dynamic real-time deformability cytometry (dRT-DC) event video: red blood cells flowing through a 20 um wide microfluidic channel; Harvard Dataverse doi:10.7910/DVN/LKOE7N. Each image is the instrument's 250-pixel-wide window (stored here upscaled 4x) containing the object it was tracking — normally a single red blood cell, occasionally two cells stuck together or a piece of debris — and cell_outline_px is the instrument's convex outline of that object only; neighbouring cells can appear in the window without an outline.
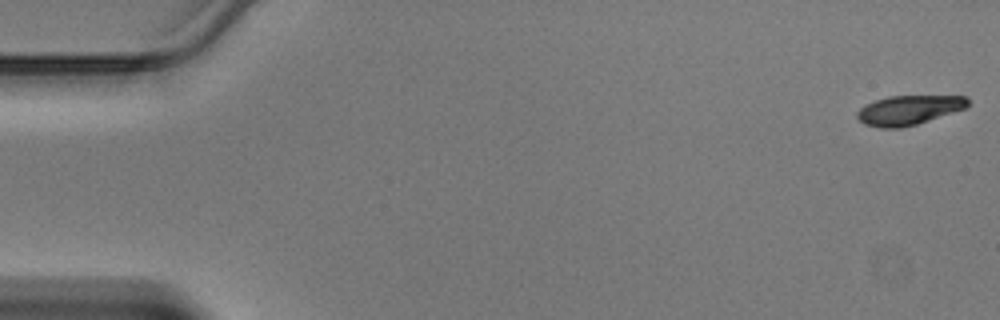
{"species": "Egyptian fruit bat (a non-hibernating species)", "species_latin": "Rousettus aegyptiacus", "temperature_condition": "warm", "stored_images_in_passage": 46, "camera_frame_rate_fps": 3000, "um_per_image_px": 0.085, "animal": {"sex": "male"}, "frame": {"image": 1, "passage_image": 1, "time_ms": 0.0, "image_size_px": [1000, 320], "cell_outline_px": [[968, 104], [964, 108], [916, 124], [900, 128], [880, 128], [864, 124], [856, 116], [856, 112], [864, 104], [888, 96], [968, 96]], "centroid_in_image_um": [77.18, 9.35], "position_along_channel_um": 7.8, "area_um2": 18.79}}
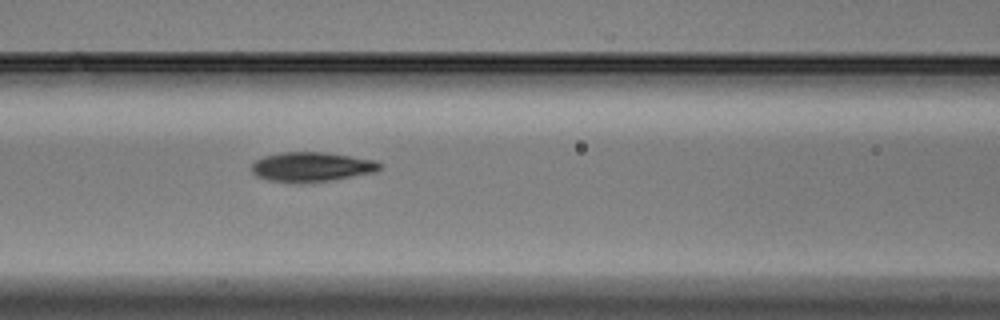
{"frame": {"image": 2, "passage_image": 20, "time_ms": 6.333, "image_size_px": [1000, 320], "cell_outline_px": [[384, 164], [376, 172], [328, 180], [268, 180], [256, 176], [252, 172], [252, 164], [256, 160], [264, 156], [280, 152], [324, 152], [376, 160]], "centroid_in_image_um": [26.52, 14.14], "position_along_channel_um": 140.1, "area_um2": 21.33}}
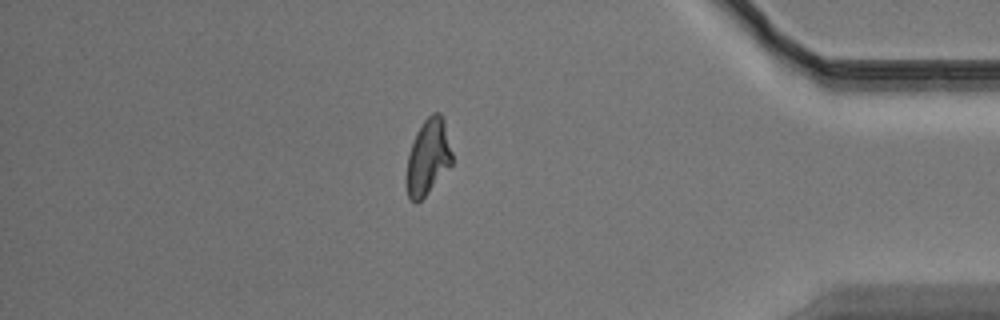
{"frame": {"image": 3, "passage_image": 40, "time_ms": 13.0, "image_size_px": [1000, 320], "cell_outline_px": [[452, 164], [424, 196], [416, 204], [408, 196], [408, 156], [416, 132], [424, 120], [432, 112], [440, 112], [444, 120], [452, 152]], "centroid_in_image_um": [36.41, 13.29], "position_along_channel_um": 398.8, "area_um2": 19.54}}